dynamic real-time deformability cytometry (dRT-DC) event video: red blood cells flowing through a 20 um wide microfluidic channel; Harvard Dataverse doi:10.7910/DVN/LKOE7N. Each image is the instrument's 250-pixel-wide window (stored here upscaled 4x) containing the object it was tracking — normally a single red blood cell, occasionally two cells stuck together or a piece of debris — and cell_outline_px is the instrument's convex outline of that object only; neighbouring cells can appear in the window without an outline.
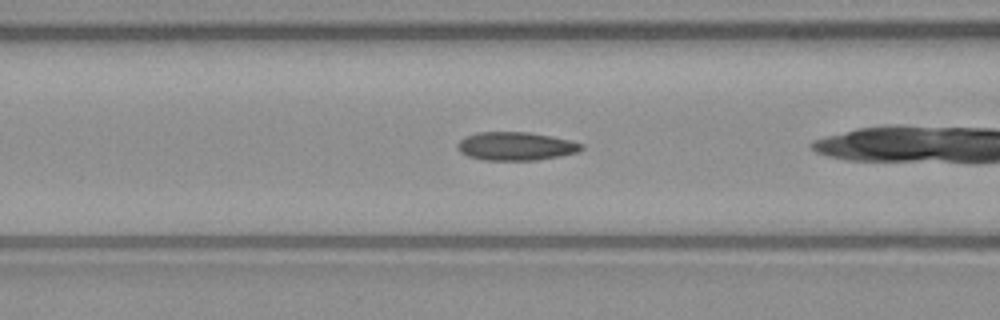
{"species": "common noctule bat (a hibernating species)", "species_latin": "Nyctalus noctula", "temperature_condition": "warm", "stored_images_in_passage": 34, "camera_frame_rate_fps": 3000, "um_per_image_px": 0.085, "animal": {"sex": "male", "body_mass_g": 23.1, "forearm_length_mm": 52.7}, "frame": {"image": 1, "passage_image": 14, "time_ms": 4.333, "image_size_px": [1000, 320], "cell_outline_px": [[584, 148], [576, 152], [560, 156], [536, 160], [484, 160], [468, 156], [460, 152], [456, 148], [456, 144], [460, 140], [476, 132], [528, 132], [552, 136], [584, 144]], "centroid_in_image_um": [43.82, 12.43], "position_along_channel_um": 122.8, "area_um2": 20.46}}
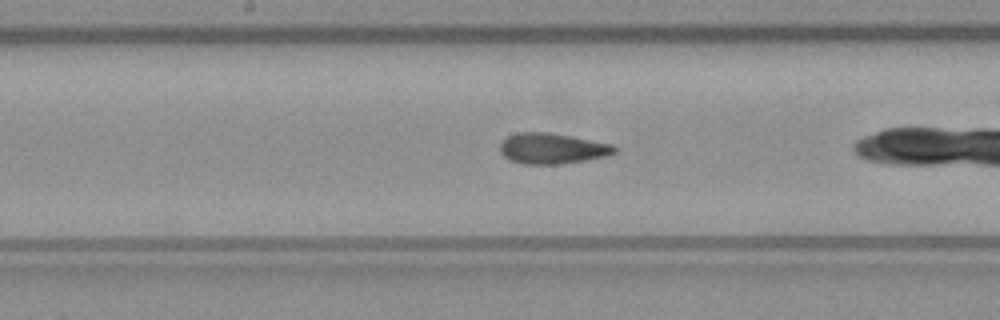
{"frame": {"image": 2, "passage_image": 20, "time_ms": 6.333, "image_size_px": [1000, 320], "cell_outline_px": [[616, 152], [608, 156], [560, 164], [524, 164], [512, 160], [504, 156], [500, 152], [500, 144], [508, 136], [516, 132], [548, 132], [612, 144], [616, 148]], "centroid_in_image_um": [46.93, 12.62], "position_along_channel_um": 201.3, "area_um2": 20.29}}
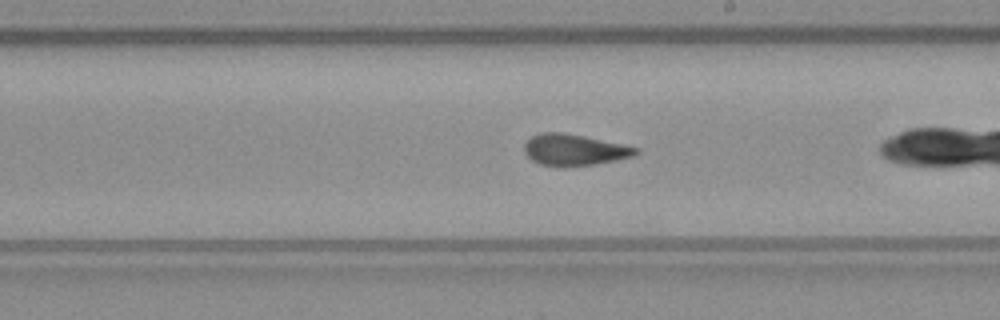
{"frame": {"image": 3, "passage_image": 23, "time_ms": 7.333, "image_size_px": [1000, 320], "cell_outline_px": [[640, 152], [632, 156], [592, 164], [564, 168], [540, 164], [532, 160], [524, 152], [524, 144], [532, 136], [540, 132], [564, 132], [584, 136], [640, 148]], "centroid_in_image_um": [48.77, 12.74], "position_along_channel_um": 240.2, "area_um2": 20.35}}